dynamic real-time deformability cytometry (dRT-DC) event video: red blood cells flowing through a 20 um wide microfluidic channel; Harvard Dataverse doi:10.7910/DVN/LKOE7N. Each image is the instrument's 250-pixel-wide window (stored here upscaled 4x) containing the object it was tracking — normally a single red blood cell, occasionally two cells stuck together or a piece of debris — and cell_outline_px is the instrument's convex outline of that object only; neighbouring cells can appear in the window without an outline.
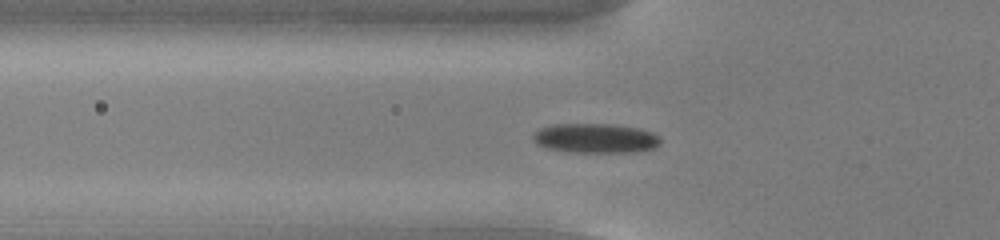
{"species": "common noctule bat (a hibernating species)", "species_latin": "Nyctalus noctula", "temperature_condition": "cold", "stored_images_in_passage": 55, "camera_frame_rate_fps": 3000, "um_per_image_px": 0.085, "animal": {"sex": "male", "body_mass_g": 13.0, "forearm_length_mm": 53.1}, "frame": {"image": 1, "passage_image": 19, "time_ms": 6.0, "image_size_px": [1000, 240], "cell_outline_px": [[660, 144], [656, 148], [636, 152], [568, 152], [544, 148], [536, 144], [532, 140], [532, 136], [540, 128], [552, 124], [612, 124], [640, 128], [652, 132], [660, 136]], "centroid_in_image_um": [50.62, 11.75], "position_along_channel_um": 75.2, "area_um2": 22.31}}
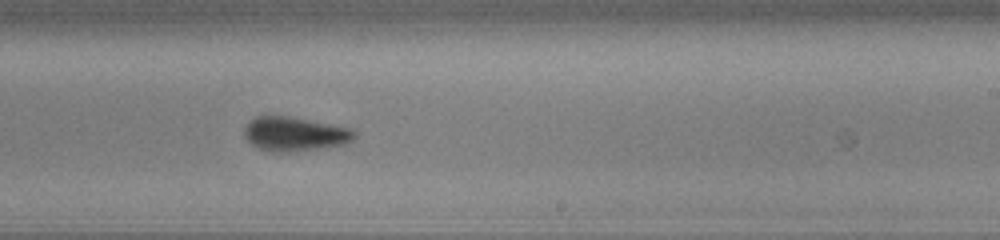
{"frame": {"image": 2, "passage_image": 34, "time_ms": 11.0, "image_size_px": [1000, 240], "cell_outline_px": [[356, 136], [348, 144], [288, 152], [268, 152], [256, 148], [244, 136], [244, 128], [248, 120], [256, 116], [288, 116], [352, 128], [356, 132]], "centroid_in_image_um": [25.03, 11.39], "position_along_channel_um": 264.0, "area_um2": 22.14}}
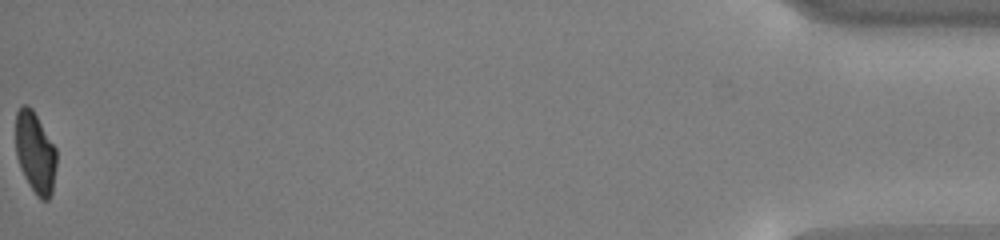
{"frame": {"image": 3, "passage_image": 55, "time_ms": 18.0, "image_size_px": [1000, 240], "cell_outline_px": [[56, 164], [52, 192], [48, 200], [40, 200], [36, 196], [28, 184], [20, 168], [16, 156], [16, 112], [24, 104], [28, 104], [32, 108], [56, 148]], "centroid_in_image_um": [2.99, 12.99], "position_along_channel_um": 432.2, "area_um2": 19.42}, "authors_computed_cell_mechanics": {"area_um2": 21.386, "velocity_mm_per_s": 3.7803, "shape_relaxation_time_tau1_ms": 4.0977, "shape_relaxation_time_tau2_ms": 1.7516, "deformation_change_tau1": 0.1235, "deformation_change_tau2": 0.0823}}